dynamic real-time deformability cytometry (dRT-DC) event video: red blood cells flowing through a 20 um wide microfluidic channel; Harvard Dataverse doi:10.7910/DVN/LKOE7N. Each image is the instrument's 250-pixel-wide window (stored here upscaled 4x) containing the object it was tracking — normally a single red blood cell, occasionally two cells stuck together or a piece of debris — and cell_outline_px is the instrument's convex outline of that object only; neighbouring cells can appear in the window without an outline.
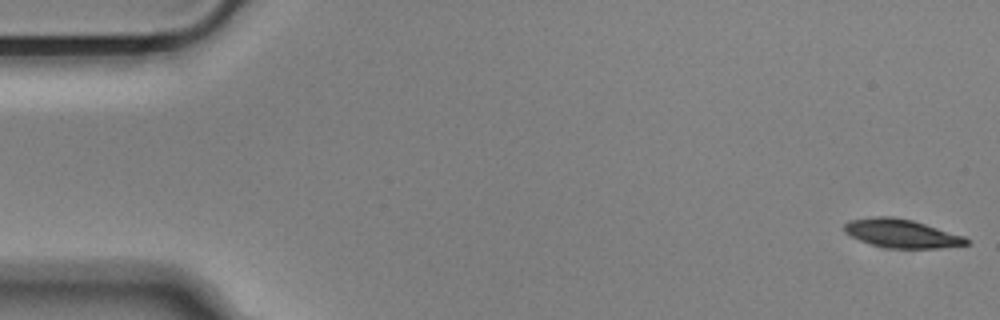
{"species": "Egyptian fruit bat (a non-hibernating species)", "species_latin": "Rousettus aegyptiacus", "temperature_condition": "cold", "stored_images_in_passage": 54, "camera_frame_rate_fps": 3000, "um_per_image_px": 0.085, "animal": {"sex": "male"}, "frame": {"image": 1, "passage_image": 1, "time_ms": 0.0, "image_size_px": [1000, 320], "cell_outline_px": [[968, 244], [940, 248], [884, 248], [860, 240], [844, 232], [844, 224], [848, 220], [872, 216], [892, 216], [912, 220], [964, 236], [968, 240]], "centroid_in_image_um": [76.59, 19.83], "position_along_channel_um": 8.4, "area_um2": 20.23}}
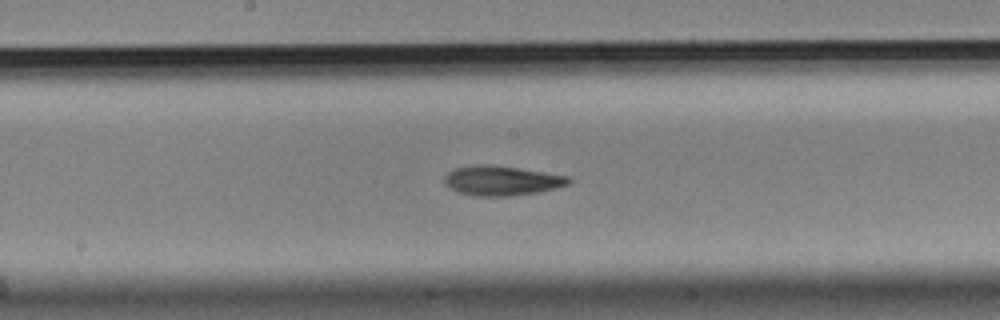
{"frame": {"image": 2, "passage_image": 28, "time_ms": 9.0, "image_size_px": [1000, 320], "cell_outline_px": [[572, 180], [568, 184], [556, 188], [536, 192], [512, 196], [476, 196], [456, 192], [448, 188], [444, 184], [444, 176], [448, 172], [456, 168], [472, 164], [492, 164], [544, 172], [568, 176]], "centroid_in_image_um": [42.58, 15.35], "position_along_channel_um": 205.6, "area_um2": 21.68}}
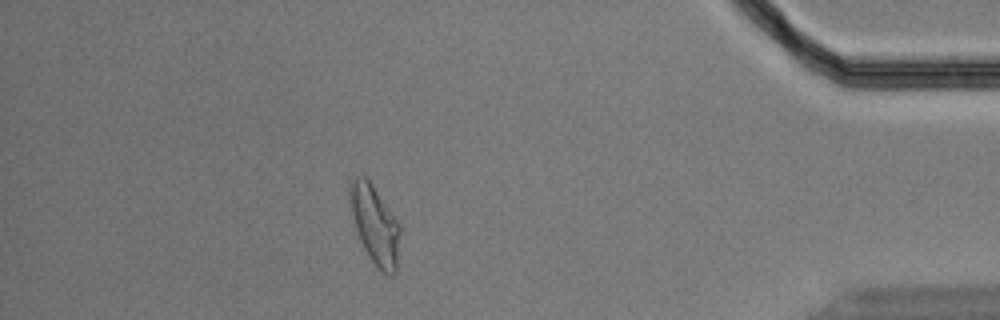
{"frame": {"image": 3, "passage_image": 48, "time_ms": 15.667, "image_size_px": [1000, 320], "cell_outline_px": [[400, 232], [396, 272], [388, 276], [368, 256], [356, 232], [348, 192], [348, 188], [352, 176], [364, 176], [372, 184], [400, 224]], "centroid_in_image_um": [31.85, 19.07], "position_along_channel_um": 403.3, "area_um2": 22.77}, "authors_computed_cell_mechanics": {"area_um2": 21.5305, "velocity_mm_per_s": 3.6463, "shape_relaxation_time_tau1_ms": 6.381, "shape_relaxation_time_tau2_ms": 10.657, "deformation_change_tau1": 0.1982, "deformation_change_tau2": 0.2049}}